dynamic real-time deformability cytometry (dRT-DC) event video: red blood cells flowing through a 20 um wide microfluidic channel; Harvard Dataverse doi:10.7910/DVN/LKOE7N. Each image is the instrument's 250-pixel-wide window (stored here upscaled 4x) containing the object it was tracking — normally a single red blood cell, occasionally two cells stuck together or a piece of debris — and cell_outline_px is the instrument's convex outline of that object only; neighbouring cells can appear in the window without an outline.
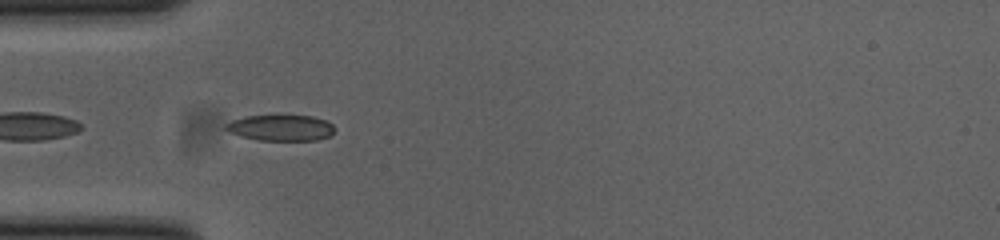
{"species": "common noctule bat (a hibernating species)", "species_latin": "Nyctalus noctula", "temperature_condition": "cold", "stored_images_in_passage": 35, "camera_frame_rate_fps": 3000, "um_per_image_px": 0.085, "animal": {"sex": "female", "body_mass_g": 23.0, "forearm_length_mm": 53.4}, "frame": {"image": 1, "passage_image": 3, "time_ms": 0.667, "image_size_px": [1000, 240], "cell_outline_px": [[332, 132], [324, 136], [304, 140], [272, 140], [248, 136], [236, 132], [228, 128], [232, 124], [240, 120], [252, 116], [304, 116], [320, 120], [328, 124], [332, 128]], "centroid_in_image_um": [23.96, 10.86], "position_along_channel_um": 61.0, "area_um2": 14.28}}
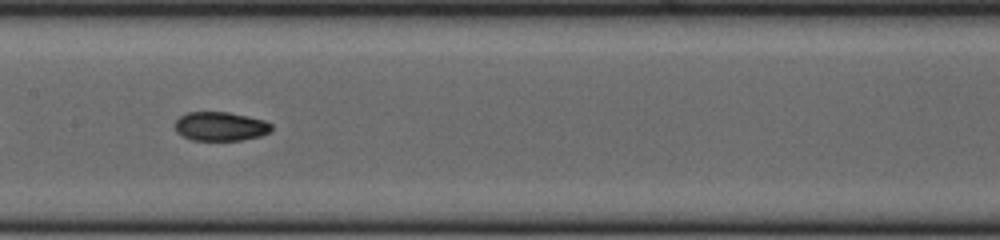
{"frame": {"image": 2, "passage_image": 13, "time_ms": 4.0, "image_size_px": [1000, 240], "cell_outline_px": [[268, 132], [252, 136], [232, 140], [200, 140], [188, 136], [180, 132], [176, 128], [176, 124], [184, 116], [196, 112], [220, 112], [260, 120], [268, 124]], "centroid_in_image_um": [18.7, 10.74], "position_along_channel_um": 188.7, "area_um2": 14.45}}
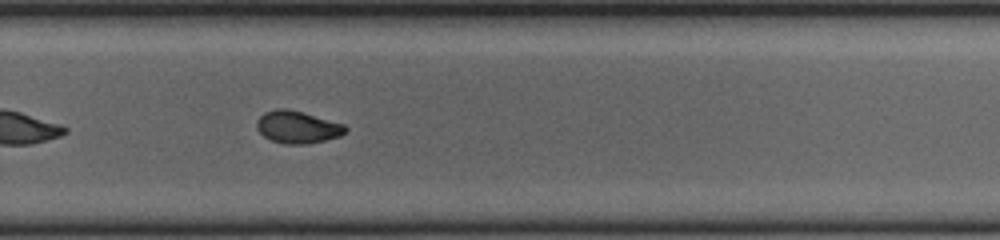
{"frame": {"image": 3, "passage_image": 22, "time_ms": 7.0, "image_size_px": [1000, 240], "cell_outline_px": [[344, 132], [336, 136], [320, 140], [276, 140], [268, 136], [260, 128], [260, 120], [268, 112], [300, 112], [340, 124], [344, 128]], "centroid_in_image_um": [25.36, 10.77], "position_along_channel_um": 304.4, "area_um2": 13.47}, "authors_computed_cell_mechanics": {"area_um2": 13.7564, "velocity_mm_per_s": 3.8742, "shape_relaxation_time_tau1_ms": 3.1451, "shape_relaxation_time_tau2_ms": 7.1233, "deformation_change_tau1": 0.1549, "deformation_change_tau2": 0.1209}}